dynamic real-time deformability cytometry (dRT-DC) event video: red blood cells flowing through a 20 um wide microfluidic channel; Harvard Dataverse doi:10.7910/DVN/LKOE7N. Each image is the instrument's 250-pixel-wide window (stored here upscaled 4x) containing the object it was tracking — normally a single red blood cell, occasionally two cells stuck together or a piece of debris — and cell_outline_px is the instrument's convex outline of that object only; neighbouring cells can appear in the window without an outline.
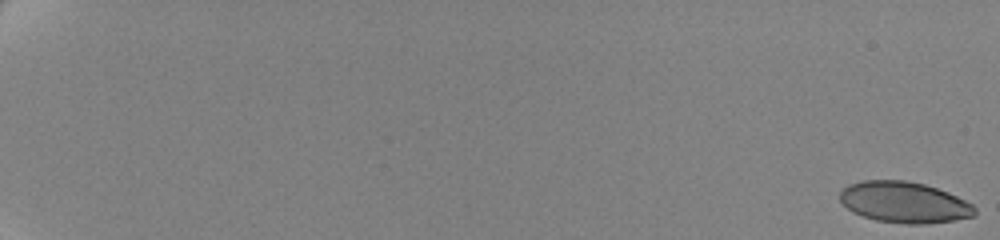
{"species": "human", "species_latin": "Homo sapiens", "temperature_condition": "cold", "stored_images_in_passage": 62, "camera_frame_rate_fps": 3000, "um_per_image_px": 0.085, "donor": {"sex": "female"}, "frame": {"image": 1, "passage_image": 1, "time_ms": 0.0, "image_size_px": [1000, 240], "cell_outline_px": [[976, 212], [972, 216], [956, 220], [924, 224], [904, 224], [876, 220], [852, 212], [840, 200], [840, 192], [848, 184], [864, 180], [904, 180], [924, 184], [948, 192], [972, 204], [976, 208]], "centroid_in_image_um": [76.86, 17.2], "position_along_channel_um": 8.1, "area_um2": 32.19}}
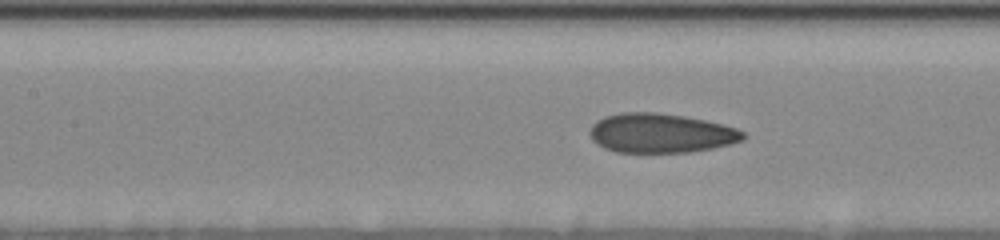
{"frame": {"image": 2, "passage_image": 33, "time_ms": 10.667, "image_size_px": [1000, 240], "cell_outline_px": [[744, 140], [732, 144], [712, 148], [688, 152], [616, 152], [604, 148], [596, 144], [592, 140], [588, 132], [592, 124], [596, 120], [604, 116], [620, 112], [656, 112], [684, 116], [724, 124], [736, 128], [744, 132]], "centroid_in_image_um": [56.13, 11.31], "position_along_channel_um": 151.3, "area_um2": 35.43}}
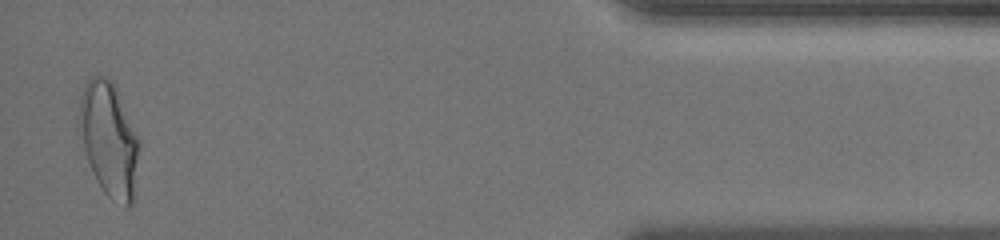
{"frame": {"image": 3, "passage_image": 61, "time_ms": 20.0, "image_size_px": [1000, 240], "cell_outline_px": [[140, 144], [132, 204], [124, 208], [112, 200], [104, 192], [96, 180], [88, 160], [76, 128], [76, 116], [80, 96], [84, 84], [96, 72], [112, 80], [116, 84], [140, 140]], "centroid_in_image_um": [9.23, 11.76], "position_along_channel_um": 426.0, "area_um2": 41.04}, "authors_computed_cell_mechanics": {"area_um2": 34.7089, "velocity_mm_per_s": 3.5096, "shape_relaxation_time_tau1_ms": 5.7676, "shape_relaxation_time_tau2_ms": 1.4926, "deformation_change_tau1": 0.1635, "deformation_change_tau2": 0.0729}}